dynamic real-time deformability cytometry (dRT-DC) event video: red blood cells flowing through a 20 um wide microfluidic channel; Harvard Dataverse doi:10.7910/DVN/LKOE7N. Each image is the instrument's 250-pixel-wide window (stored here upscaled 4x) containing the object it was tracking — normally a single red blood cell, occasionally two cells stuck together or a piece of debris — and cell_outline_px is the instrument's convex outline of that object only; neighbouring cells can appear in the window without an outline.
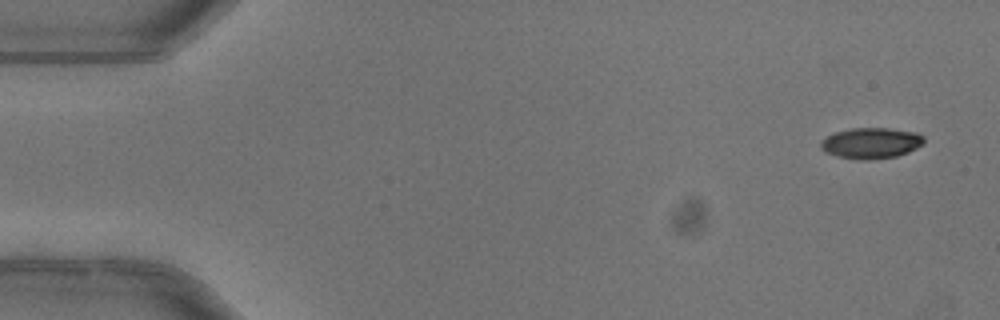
{"species": "common noctule bat (a hibernating species)", "species_latin": "Nyctalus noctula", "temperature_condition": "warm", "stored_images_in_passage": 7, "camera_frame_rate_fps": 3000, "um_per_image_px": 0.085, "animal": {"sex": "female"}, "frame": {"image": 1, "passage_image": 1, "time_ms": 0.0, "image_size_px": [1000, 320], "cell_outline_px": [[924, 144], [908, 152], [896, 156], [868, 160], [864, 160], [840, 156], [824, 152], [820, 148], [820, 140], [836, 132], [852, 128], [888, 128], [916, 132], [924, 136]], "centroid_in_image_um": [74.05, 12.15], "position_along_channel_um": 10.9, "area_um2": 18.5}}
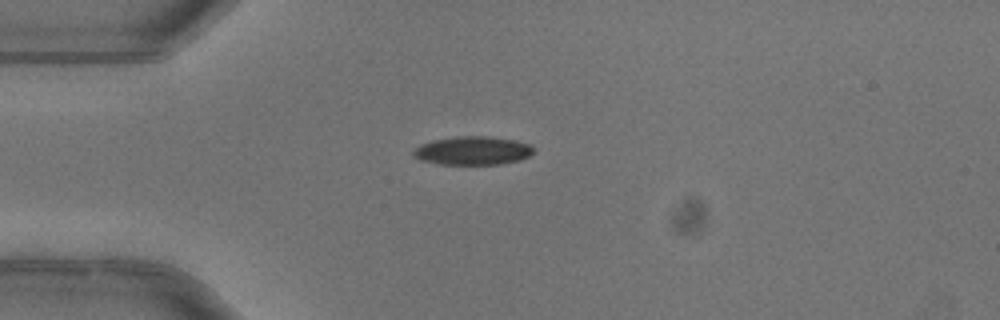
{"frame": {"image": 2, "passage_image": 4, "time_ms": 1.0, "image_size_px": [1000, 320], "cell_outline_px": [[532, 152], [528, 156], [520, 160], [500, 164], [440, 164], [420, 160], [412, 156], [412, 152], [420, 144], [432, 140], [456, 136], [488, 136], [516, 140], [532, 144]], "centroid_in_image_um": [40.16, 12.8], "position_along_channel_um": 44.8, "area_um2": 20.06}}